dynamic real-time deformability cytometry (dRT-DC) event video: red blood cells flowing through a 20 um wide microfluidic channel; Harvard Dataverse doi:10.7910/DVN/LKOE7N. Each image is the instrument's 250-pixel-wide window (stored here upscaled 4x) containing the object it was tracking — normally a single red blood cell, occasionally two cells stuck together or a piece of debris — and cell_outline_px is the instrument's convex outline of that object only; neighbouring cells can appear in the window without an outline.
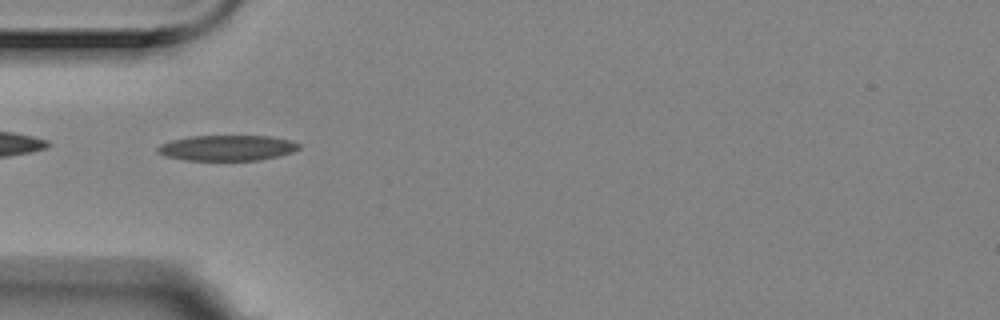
{"species": "Egyptian fruit bat (a non-hibernating species)", "species_latin": "Rousettus aegyptiacus", "temperature_condition": "room temperature", "stored_images_in_passage": 9, "camera_frame_rate_fps": 3000, "um_per_image_px": 0.085, "animal": {"sex": "female"}, "frame": {"image": 1, "passage_image": 3, "time_ms": 0.667, "image_size_px": [1000, 320], "cell_outline_px": [[300, 148], [292, 152], [280, 156], [260, 160], [184, 160], [164, 156], [156, 152], [156, 148], [160, 144], [172, 140], [188, 136], [272, 136], [292, 140], [300, 144]], "centroid_in_image_um": [19.31, 12.57], "position_along_channel_um": 65.7, "area_um2": 21.27}}
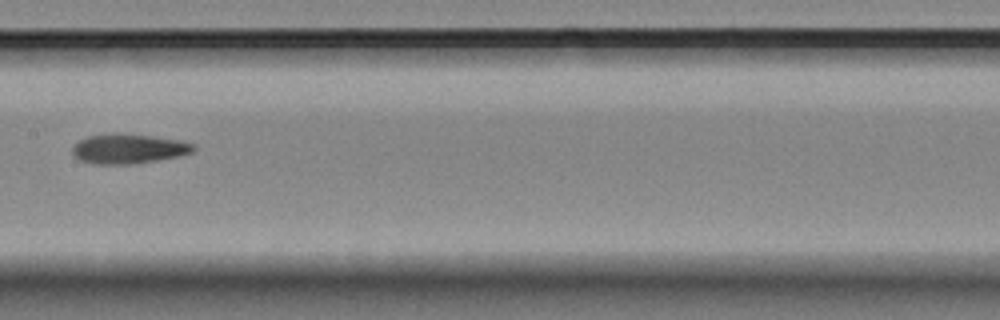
{"frame": {"image": 2, "passage_image": 6, "time_ms": 1.667, "image_size_px": [1000, 320], "cell_outline_px": [[196, 148], [192, 152], [176, 156], [156, 160], [132, 164], [92, 164], [80, 160], [72, 152], [72, 148], [80, 140], [88, 136], [112, 132], [124, 132], [180, 140], [192, 144]], "centroid_in_image_um": [10.89, 12.62], "position_along_channel_um": 196.5, "area_um2": 20.98}}
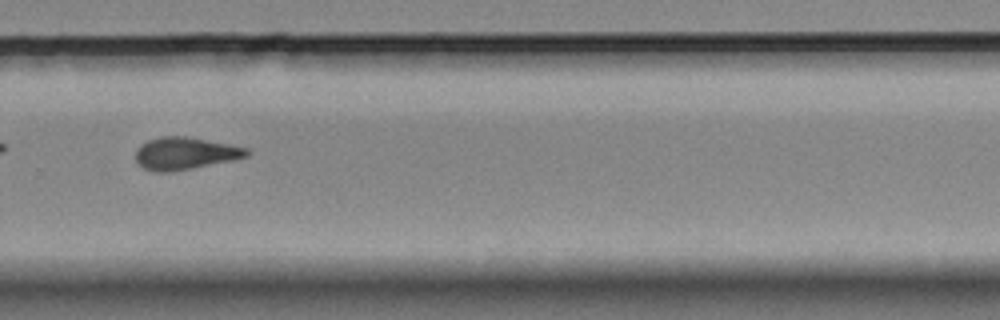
{"frame": {"image": 3, "passage_image": 9, "time_ms": 2.667, "image_size_px": [1000, 320], "cell_outline_px": [[248, 156], [232, 160], [168, 172], [156, 172], [144, 168], [136, 160], [136, 148], [140, 144], [148, 140], [160, 136], [184, 136], [228, 144], [248, 148]], "centroid_in_image_um": [15.69, 13.02], "position_along_channel_um": 314.1, "area_um2": 20.58}}